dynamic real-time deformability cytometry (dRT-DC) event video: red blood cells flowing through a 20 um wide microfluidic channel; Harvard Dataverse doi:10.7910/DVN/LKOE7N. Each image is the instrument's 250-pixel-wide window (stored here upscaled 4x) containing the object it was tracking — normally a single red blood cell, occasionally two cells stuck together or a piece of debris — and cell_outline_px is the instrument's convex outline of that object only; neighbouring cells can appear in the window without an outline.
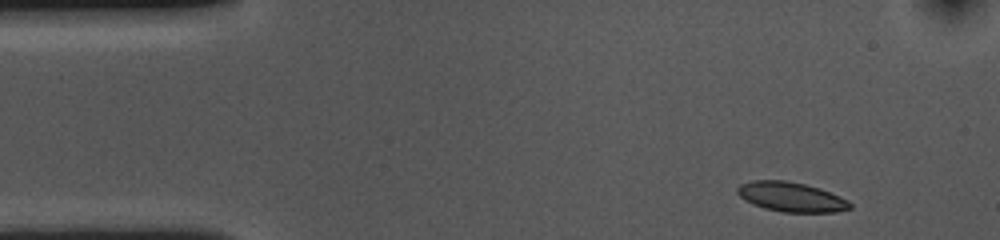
{"species": "common noctule bat (a hibernating species)", "species_latin": "Nyctalus noctula", "temperature_condition": "cold", "stored_images_in_passage": 43, "camera_frame_rate_fps": 3000, "um_per_image_px": 0.085, "animal": {"sex": "female", "body_mass_g": 10.0, "forearm_length_mm": 53.1}, "frame": {"image": 1, "passage_image": 1, "time_ms": 0.0, "image_size_px": [1000, 240], "cell_outline_px": [[852, 208], [836, 212], [784, 212], [764, 208], [752, 204], [744, 200], [736, 192], [736, 188], [740, 184], [752, 180], [784, 180], [804, 184], [820, 188], [840, 196], [848, 200], [852, 204]], "centroid_in_image_um": [67.24, 16.74], "position_along_channel_um": 17.8, "area_um2": 19.54}}
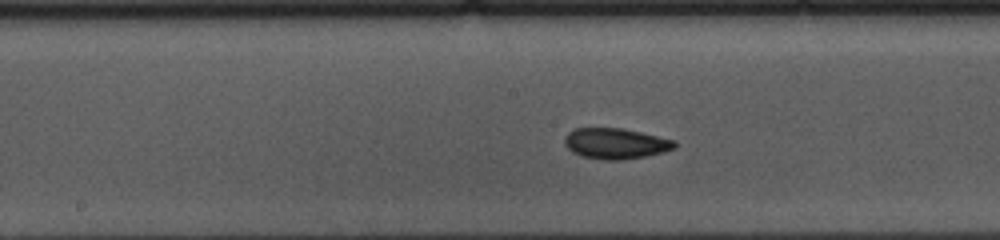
{"frame": {"image": 2, "passage_image": 22, "time_ms": 7.0, "image_size_px": [1000, 240], "cell_outline_px": [[676, 148], [664, 152], [644, 156], [620, 160], [604, 160], [580, 156], [572, 152], [564, 144], [564, 140], [568, 132], [572, 128], [624, 128], [676, 140]], "centroid_in_image_um": [52.32, 12.19], "position_along_channel_um": 195.9, "area_um2": 19.88}}
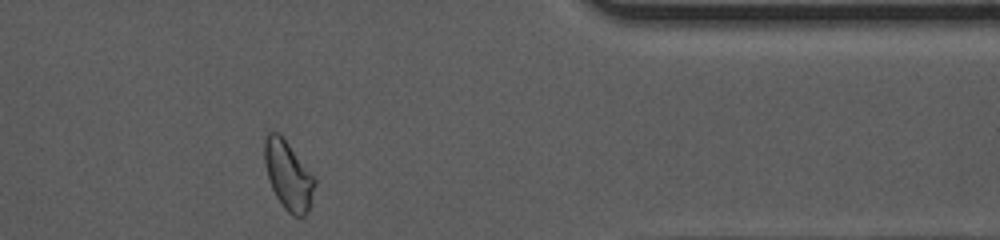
{"frame": {"image": 3, "passage_image": 40, "time_ms": 13.0, "image_size_px": [1000, 240], "cell_outline_px": [[316, 184], [308, 212], [304, 216], [292, 216], [284, 208], [276, 196], [272, 188], [264, 164], [264, 136], [268, 132], [276, 132], [288, 144], [316, 180]], "centroid_in_image_um": [24.49, 14.93], "position_along_channel_um": 386.9, "area_um2": 19.77}, "authors_computed_cell_mechanics": {"area_um2": 19.5942, "velocity_mm_per_s": 3.5842, "shape_relaxation_time_tau1_ms": 10.2068, "shape_relaxation_time_tau2_ms": 4.2734, "deformation_change_tau1": 0.1563, "deformation_change_tau2": 0.0643}}